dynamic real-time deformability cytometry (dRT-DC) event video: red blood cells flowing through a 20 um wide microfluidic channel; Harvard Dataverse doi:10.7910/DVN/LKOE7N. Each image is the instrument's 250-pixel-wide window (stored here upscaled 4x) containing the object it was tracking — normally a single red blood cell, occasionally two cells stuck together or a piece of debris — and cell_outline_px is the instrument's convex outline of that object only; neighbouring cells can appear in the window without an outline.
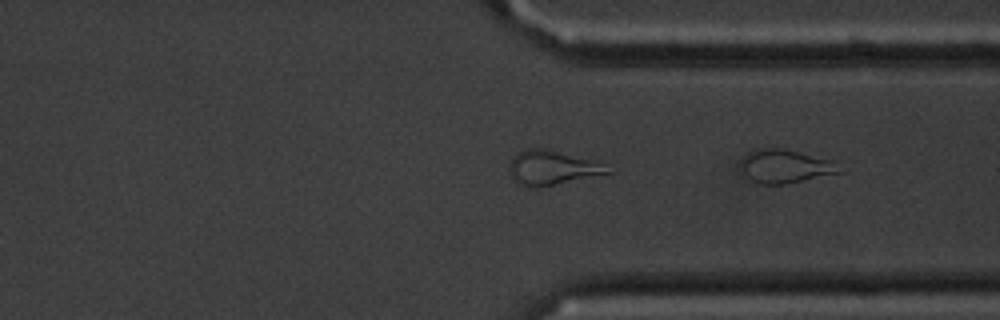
{"species": "common noctule bat (a hibernating species)", "species_latin": "Nyctalus noctula", "temperature_condition": "cold", "stored_images_in_passage": 30, "camera_frame_rate_fps": 3000, "um_per_image_px": 0.085, "animal": {"sex": "male", "body_mass_g": 20.1, "forearm_length_mm": 53.5}, "frame": {"image": 1, "passage_image": 30, "time_ms": 9.667, "image_size_px": [1000, 320], "cell_outline_px": [[844, 172], [784, 184], [760, 184], [752, 180], [740, 168], [740, 160], [748, 152], [760, 148], [780, 148], [800, 152], [836, 160]], "centroid_in_image_um": [66.8, 14.12], "position_along_channel_um": 344.6, "area_um2": 19.42}}